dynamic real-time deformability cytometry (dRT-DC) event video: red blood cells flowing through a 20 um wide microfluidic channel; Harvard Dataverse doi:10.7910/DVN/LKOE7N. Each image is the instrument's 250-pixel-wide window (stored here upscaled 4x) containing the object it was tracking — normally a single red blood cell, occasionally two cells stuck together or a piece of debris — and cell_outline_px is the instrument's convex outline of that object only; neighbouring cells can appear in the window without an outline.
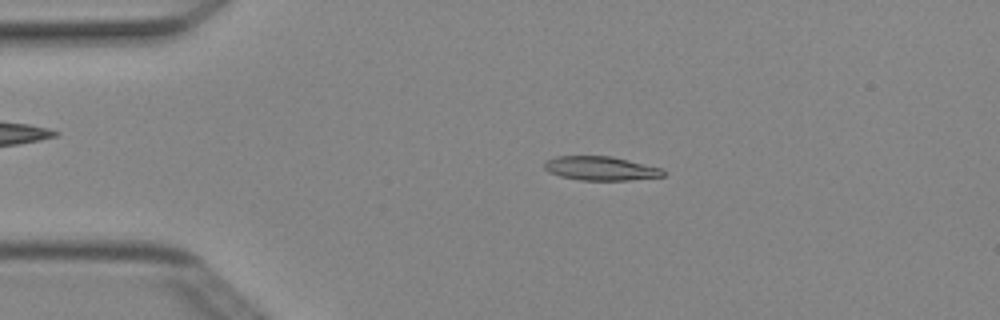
{"species": "Egyptian fruit bat (a non-hibernating species)", "species_latin": "Rousettus aegyptiacus", "temperature_condition": "cold", "stored_images_in_passage": 3, "camera_frame_rate_fps": 3000, "um_per_image_px": 0.085, "animal": {"sex": "female"}, "frame": {"image": 1, "passage_image": 2, "time_ms": 0.333, "image_size_px": [1000, 320], "cell_outline_px": [[664, 176], [628, 180], [580, 180], [560, 176], [548, 172], [544, 168], [544, 164], [548, 160], [556, 156], [612, 156], [660, 168], [664, 172]], "centroid_in_image_um": [51.02, 14.31], "position_along_channel_um": 34.0, "area_um2": 16.42}}